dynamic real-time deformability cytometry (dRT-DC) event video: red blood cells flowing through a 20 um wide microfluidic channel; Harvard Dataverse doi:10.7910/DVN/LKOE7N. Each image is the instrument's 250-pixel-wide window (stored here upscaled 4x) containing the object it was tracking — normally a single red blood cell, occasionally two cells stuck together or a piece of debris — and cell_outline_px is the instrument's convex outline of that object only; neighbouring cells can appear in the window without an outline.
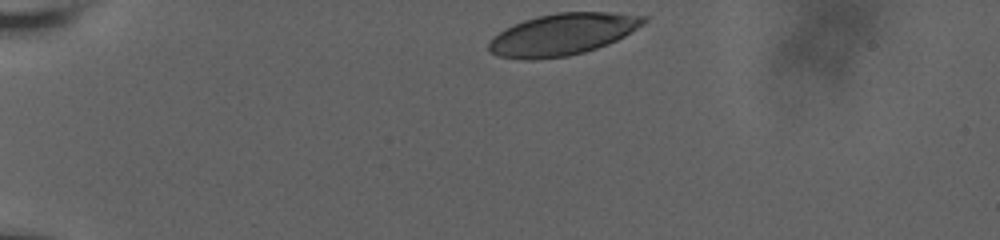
{"species": "human", "species_latin": "Homo sapiens", "temperature_condition": "room temperature", "stored_images_in_passage": 13, "camera_frame_rate_fps": 3000, "um_per_image_px": 0.085, "donor": {"sex": "male"}, "frame": {"image": 1, "passage_image": 1, "time_ms": 0.0, "image_size_px": [1000, 240], "cell_outline_px": [[648, 20], [624, 36], [608, 44], [584, 52], [568, 56], [524, 60], [496, 56], [488, 52], [488, 44], [492, 36], [504, 28], [524, 20], [556, 12], [608, 12], [648, 16]], "centroid_in_image_um": [47.77, 2.92], "position_along_channel_um": 37.2, "area_um2": 37.69}}
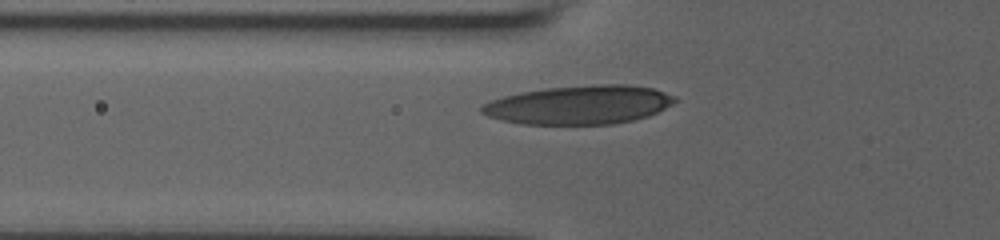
{"frame": {"image": 2, "passage_image": 9, "time_ms": 3.0, "image_size_px": [1000, 240], "cell_outline_px": [[676, 100], [672, 104], [648, 116], [632, 120], [612, 124], [520, 124], [500, 120], [488, 116], [480, 112], [480, 108], [484, 104], [492, 100], [504, 96], [520, 92], [548, 88], [592, 84], [628, 84], [652, 88], [676, 96]], "centroid_in_image_um": [49.22, 8.91], "position_along_channel_um": 76.6, "area_um2": 43.58}}
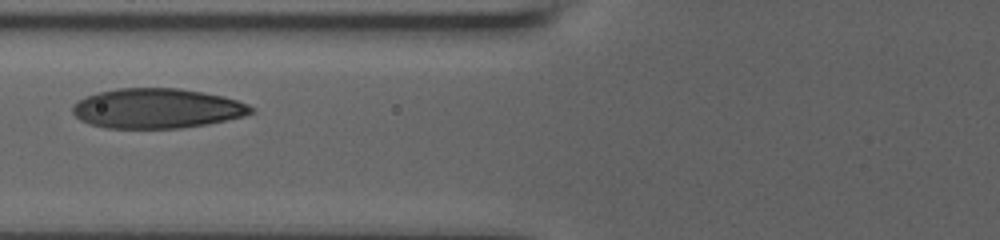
{"frame": {"image": 3, "passage_image": 12, "time_ms": 4.0, "image_size_px": [1000, 240], "cell_outline_px": [[256, 112], [244, 116], [208, 124], [180, 128], [104, 128], [80, 120], [72, 112], [72, 104], [88, 96], [100, 92], [116, 88], [180, 88], [220, 96], [236, 100], [248, 104]], "centroid_in_image_um": [13.34, 9.22], "position_along_channel_um": 112.5, "area_um2": 41.27}}